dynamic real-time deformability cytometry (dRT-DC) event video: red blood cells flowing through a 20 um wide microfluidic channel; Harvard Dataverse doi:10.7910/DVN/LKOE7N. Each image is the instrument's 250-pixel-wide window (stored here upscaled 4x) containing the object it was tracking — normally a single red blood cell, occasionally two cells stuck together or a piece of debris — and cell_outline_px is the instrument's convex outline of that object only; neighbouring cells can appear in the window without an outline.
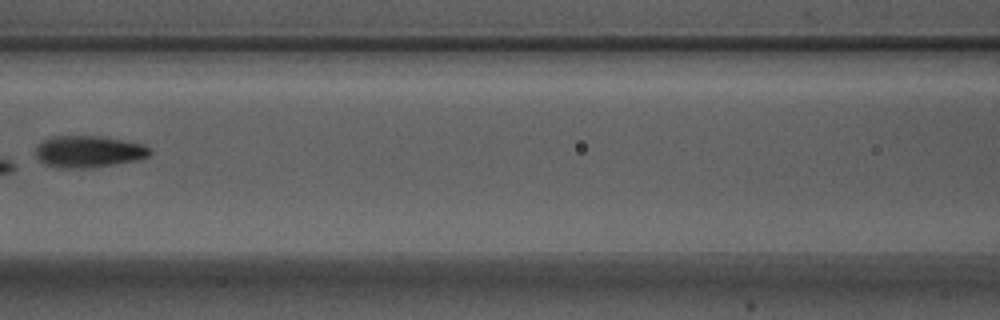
{"species": "Egyptian fruit bat (a non-hibernating species)", "species_latin": "Rousettus aegyptiacus", "temperature_condition": "warm", "stored_images_in_passage": 8, "camera_frame_rate_fps": 3000, "um_per_image_px": 0.085, "animal": {"sex": "male"}, "frame": {"image": 1, "passage_image": 7, "time_ms": 2.0, "image_size_px": [1000, 320], "cell_outline_px": [[152, 152], [148, 156], [140, 160], [88, 168], [56, 168], [44, 164], [36, 156], [36, 144], [40, 140], [52, 136], [96, 136], [124, 140], [144, 144], [152, 148]], "centroid_in_image_um": [7.52, 12.88], "position_along_channel_um": 159.1, "area_um2": 21.5}}
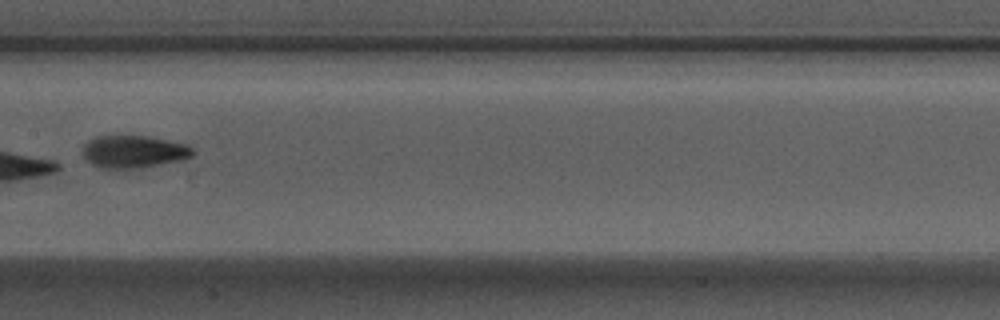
{"frame": {"image": 2, "passage_image": 8, "time_ms": 2.333, "image_size_px": [1000, 320], "cell_outline_px": [[196, 152], [192, 156], [184, 160], [144, 168], [100, 168], [92, 164], [84, 156], [84, 144], [88, 140], [96, 136], [148, 136], [188, 144]], "centroid_in_image_um": [11.43, 12.89], "position_along_channel_um": 196.0, "area_um2": 21.04}}